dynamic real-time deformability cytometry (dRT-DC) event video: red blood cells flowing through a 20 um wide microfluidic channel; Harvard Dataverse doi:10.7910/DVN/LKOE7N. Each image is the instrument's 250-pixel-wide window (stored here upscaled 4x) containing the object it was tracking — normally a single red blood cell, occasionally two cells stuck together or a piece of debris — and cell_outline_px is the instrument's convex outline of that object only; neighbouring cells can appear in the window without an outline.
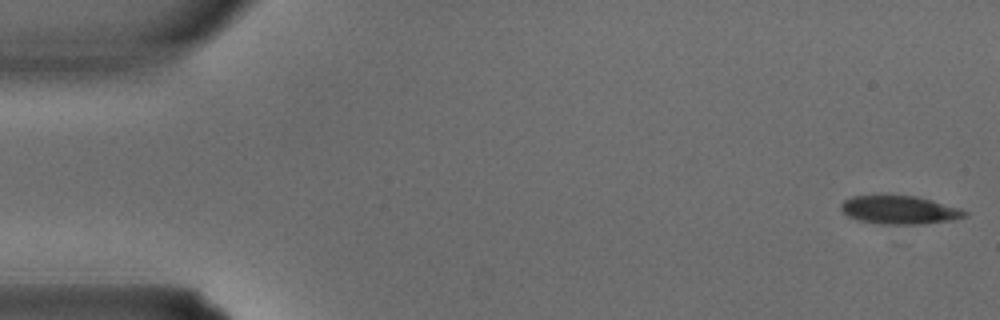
{"species": "common noctule bat (a hibernating species)", "species_latin": "Nyctalus noctula", "temperature_condition": "warm", "stored_images_in_passage": 3, "camera_frame_rate_fps": 3000, "um_per_image_px": 0.085, "animal": {"sex": "male", "body_mass_g": 15.6}, "frame": {"image": 1, "passage_image": 1, "time_ms": 0.0, "image_size_px": [1000, 320], "cell_outline_px": [[968, 216], [952, 220], [896, 228], [860, 220], [848, 216], [840, 208], [840, 204], [844, 200], [852, 196], [916, 196], [932, 200], [960, 208], [968, 212]], "centroid_in_image_um": [76.48, 17.89], "position_along_channel_um": 8.5, "area_um2": 21.04}}
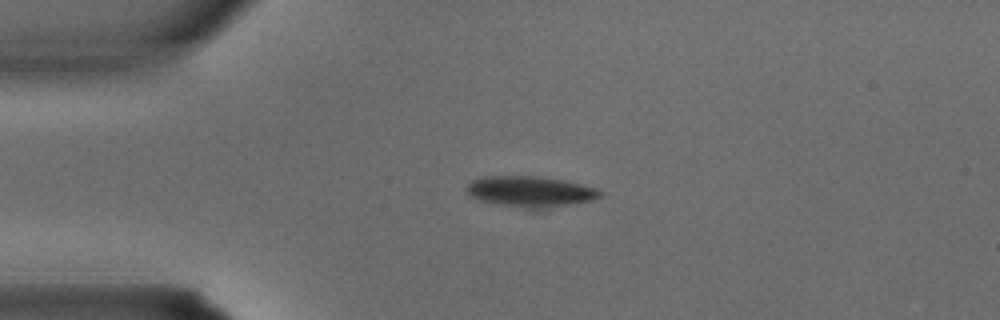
{"frame": {"image": 2, "passage_image": 3, "time_ms": 0.667, "image_size_px": [1000, 320], "cell_outline_px": [[604, 196], [544, 212], [528, 212], [480, 200], [472, 196], [468, 192], [468, 184], [472, 180], [484, 176], [540, 176], [564, 180], [596, 188], [604, 192]], "centroid_in_image_um": [45.14, 16.35], "position_along_channel_um": 39.9, "area_um2": 25.14}}